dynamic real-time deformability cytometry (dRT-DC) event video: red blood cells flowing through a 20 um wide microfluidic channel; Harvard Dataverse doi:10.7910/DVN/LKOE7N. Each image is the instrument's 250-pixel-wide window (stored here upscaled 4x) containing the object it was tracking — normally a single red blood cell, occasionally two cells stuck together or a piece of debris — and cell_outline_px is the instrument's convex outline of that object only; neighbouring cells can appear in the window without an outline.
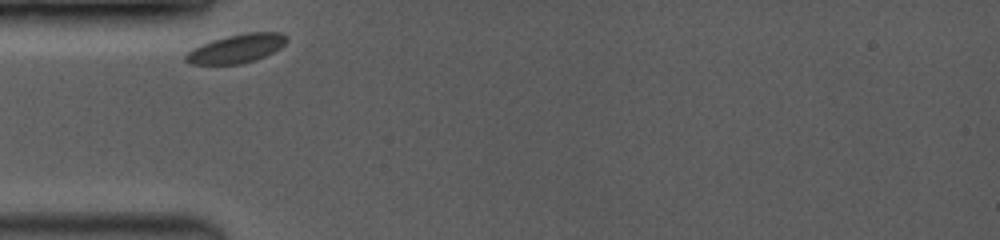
{"species": "common noctule bat (a hibernating species)", "species_latin": "Nyctalus noctula", "temperature_condition": "room temperature", "stored_images_in_passage": 45, "camera_frame_rate_fps": 3500, "um_per_image_px": 0.085, "animal": {"sex": "female", "body_mass_g": 19.0, "forearm_length_mm": 53.3}, "frame": {"image": 1, "passage_image": 1, "time_ms": 0.0, "image_size_px": [1000, 240], "cell_outline_px": [[288, 40], [280, 48], [256, 60], [240, 64], [192, 64], [184, 60], [184, 56], [192, 48], [212, 40], [228, 36], [248, 32], [280, 32]], "centroid_in_image_um": [20.08, 4.13], "position_along_channel_um": 64.9, "area_um2": 16.7}}
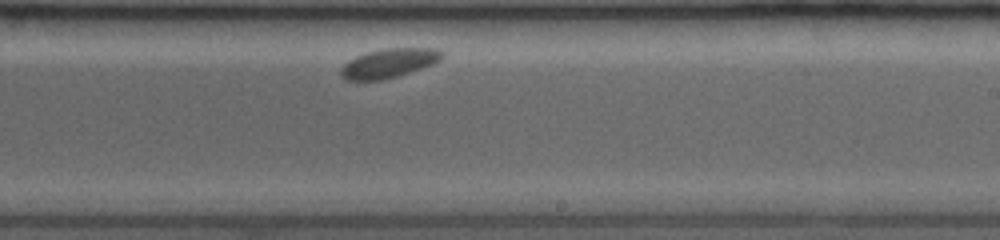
{"frame": {"image": 2, "passage_image": 25, "time_ms": 5.429, "image_size_px": [1000, 240], "cell_outline_px": [[444, 56], [440, 60], [432, 64], [384, 80], [348, 80], [340, 72], [340, 68], [348, 60], [356, 56], [368, 52], [384, 48], [436, 48], [444, 52]], "centroid_in_image_um": [33.07, 5.35], "position_along_channel_um": 255.9, "area_um2": 16.99}}
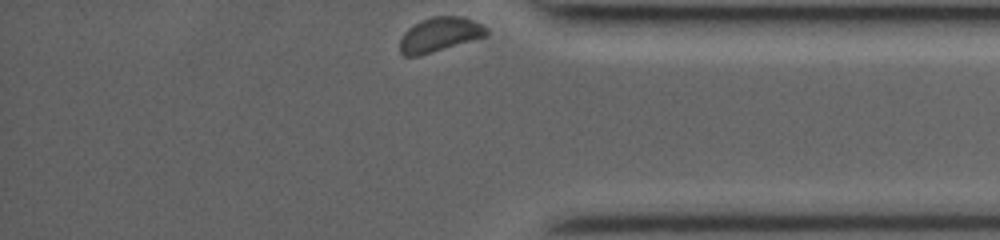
{"frame": {"image": 3, "passage_image": 45, "time_ms": 9.429, "image_size_px": [1000, 240], "cell_outline_px": [[488, 36], [420, 56], [404, 56], [400, 52], [400, 40], [404, 32], [408, 28], [432, 16], [464, 16], [488, 28]], "centroid_in_image_um": [37.39, 2.95], "position_along_channel_um": 397.8, "area_um2": 17.4}}